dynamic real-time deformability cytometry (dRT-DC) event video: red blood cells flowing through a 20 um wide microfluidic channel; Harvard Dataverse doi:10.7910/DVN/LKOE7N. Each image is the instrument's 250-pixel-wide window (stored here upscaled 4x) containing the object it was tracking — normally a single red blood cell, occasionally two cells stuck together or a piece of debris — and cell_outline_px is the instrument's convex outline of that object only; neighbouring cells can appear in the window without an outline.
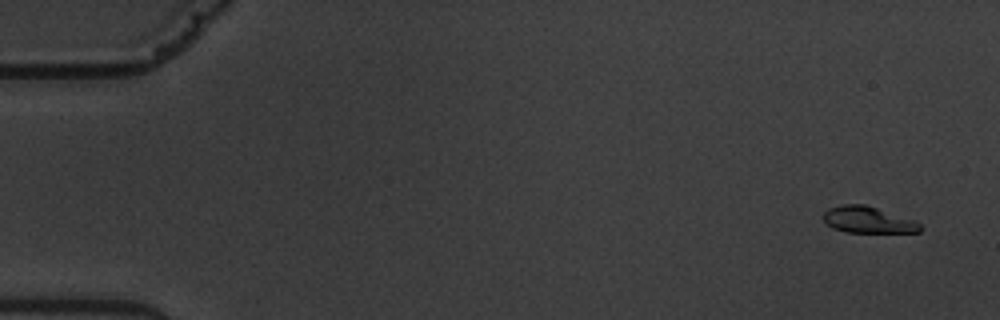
{"species": "common noctule bat (a hibernating species)", "species_latin": "Nyctalus noctula", "temperature_condition": "warm", "stored_images_in_passage": 5, "camera_frame_rate_fps": 3000, "um_per_image_px": 0.085, "animal": {"sex": "male", "body_mass_g": 19.5, "forearm_length_mm": 54.6}, "frame": {"image": 1, "passage_image": 1, "time_ms": 0.0, "image_size_px": [1000, 320], "cell_outline_px": [[924, 228], [920, 232], [844, 232], [832, 228], [820, 216], [828, 208], [844, 204], [864, 204], [916, 220]], "centroid_in_image_um": [73.78, 18.69], "position_along_channel_um": 11.2, "area_um2": 15.09}}
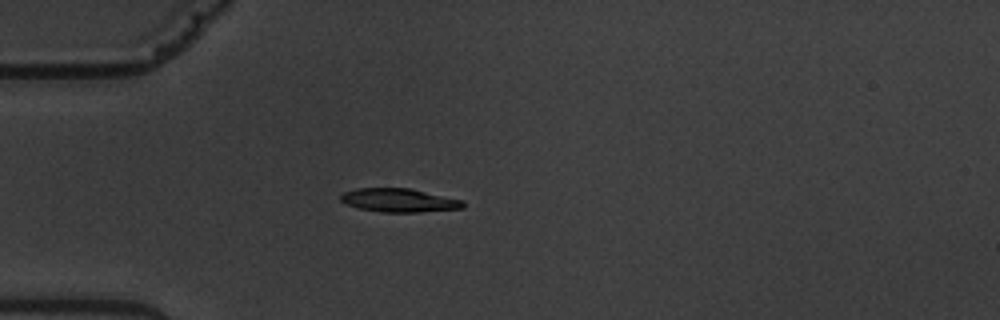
{"frame": {"image": 2, "passage_image": 5, "time_ms": 4.667, "image_size_px": [1000, 320], "cell_outline_px": [[464, 208], [420, 212], [384, 212], [360, 208], [348, 204], [340, 200], [340, 196], [344, 192], [356, 188], [408, 188], [464, 200]], "centroid_in_image_um": [33.94, 17.02], "position_along_channel_um": 51.1, "area_um2": 16.65}}